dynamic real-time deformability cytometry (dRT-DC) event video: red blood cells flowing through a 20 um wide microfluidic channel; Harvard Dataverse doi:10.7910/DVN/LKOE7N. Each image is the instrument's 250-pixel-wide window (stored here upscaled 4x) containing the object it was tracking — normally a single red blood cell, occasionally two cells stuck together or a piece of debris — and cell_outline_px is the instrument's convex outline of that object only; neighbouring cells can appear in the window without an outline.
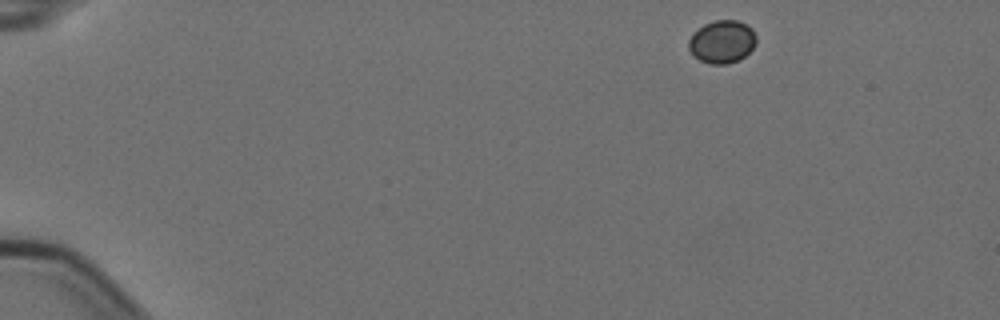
{"species": "Egyptian fruit bat (a non-hibernating species)", "species_latin": "Rousettus aegyptiacus", "temperature_condition": "cold", "stored_images_in_passage": 5, "segment_of_instrument_passage": [1, 2], "camera_frame_rate_fps": 3000, "um_per_image_px": 0.085, "animal": {"sex": "female"}, "frame": {"image": 1, "passage_image": 1, "time_ms": 0.0, "image_size_px": [1000, 320], "cell_outline_px": [[756, 44], [740, 60], [728, 64], [708, 64], [692, 56], [688, 48], [688, 40], [692, 32], [704, 24], [716, 20], [736, 20], [752, 28], [756, 36]], "centroid_in_image_um": [61.34, 3.56], "position_along_channel_um": 23.7, "area_um2": 17.11}}